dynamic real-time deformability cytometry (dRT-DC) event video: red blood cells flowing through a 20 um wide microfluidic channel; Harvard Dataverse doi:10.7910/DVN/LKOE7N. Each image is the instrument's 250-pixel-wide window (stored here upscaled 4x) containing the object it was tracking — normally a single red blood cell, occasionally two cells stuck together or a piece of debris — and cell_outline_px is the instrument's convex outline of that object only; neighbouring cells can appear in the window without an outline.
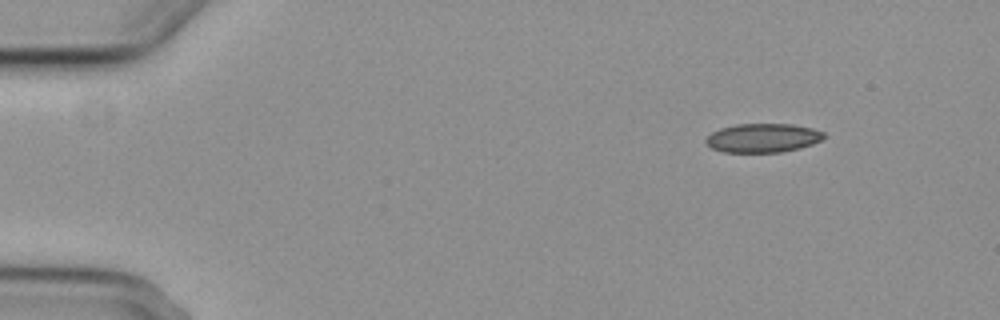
{"species": "common noctule bat (a hibernating species)", "species_latin": "Nyctalus noctula", "temperature_condition": "cold", "stored_images_in_passage": 9, "camera_frame_rate_fps": 3000, "um_per_image_px": 0.085, "animal": {"sex": "female", "body_mass_g": 29.2, "forearm_length_mm": 56.3}, "frame": {"image": 1, "passage_image": 1, "time_ms": 0.0, "image_size_px": [1000, 320], "cell_outline_px": [[824, 136], [820, 140], [812, 144], [800, 148], [780, 152], [724, 152], [712, 148], [704, 144], [704, 140], [712, 132], [720, 128], [736, 124], [792, 124], [812, 128], [824, 132]], "centroid_in_image_um": [64.8, 11.72], "position_along_channel_um": 20.2, "area_um2": 19.88}}
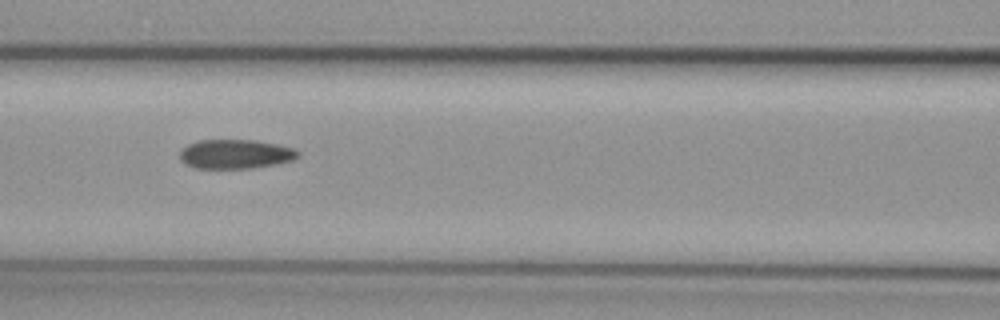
{"frame": {"image": 2, "passage_image": 6, "time_ms": 6.0, "image_size_px": [1000, 320], "cell_outline_px": [[300, 156], [292, 160], [276, 164], [252, 168], [196, 168], [184, 164], [180, 160], [180, 148], [196, 140], [256, 140], [296, 148], [300, 152]], "centroid_in_image_um": [20.0, 13.09], "position_along_channel_um": 146.6, "area_um2": 20.4}}
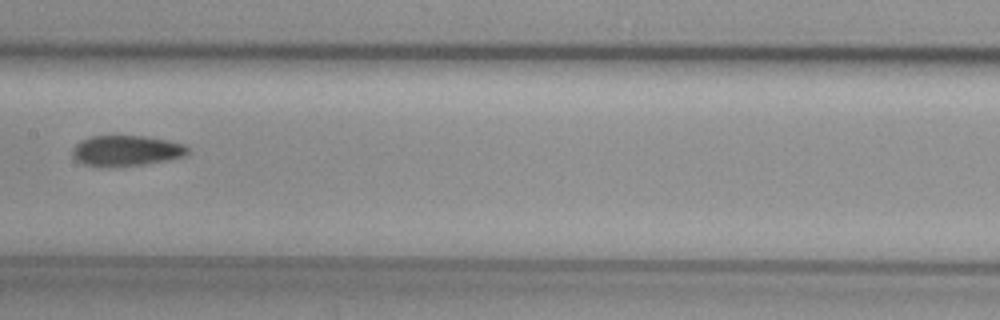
{"frame": {"image": 3, "passage_image": 7, "time_ms": 7.333, "image_size_px": [1000, 320], "cell_outline_px": [[192, 148], [188, 156], [168, 160], [144, 164], [112, 168], [100, 168], [84, 164], [76, 160], [72, 156], [72, 148], [80, 140], [92, 136], [144, 136], [168, 140], [184, 144]], "centroid_in_image_um": [10.76, 12.83], "position_along_channel_um": 196.6, "area_um2": 21.21}}